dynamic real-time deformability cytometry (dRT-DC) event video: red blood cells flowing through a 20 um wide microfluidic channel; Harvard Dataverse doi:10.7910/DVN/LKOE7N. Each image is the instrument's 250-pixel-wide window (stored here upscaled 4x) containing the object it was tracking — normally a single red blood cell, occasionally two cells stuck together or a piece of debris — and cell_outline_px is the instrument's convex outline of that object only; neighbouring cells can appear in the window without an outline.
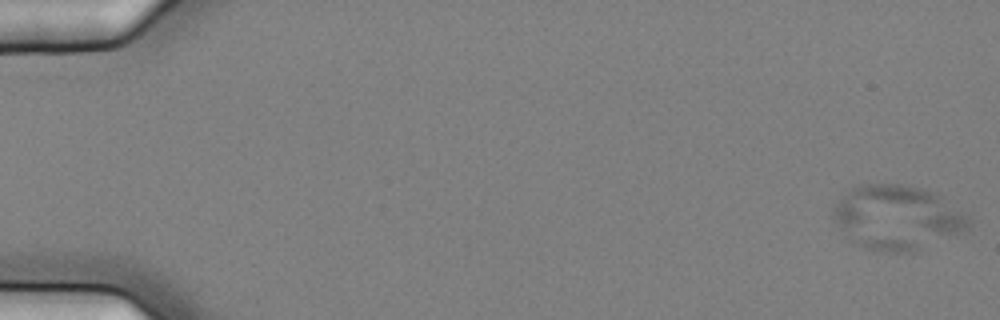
{"species": "common noctule bat (a hibernating species)", "species_latin": "Nyctalus noctula", "temperature_condition": "cold", "stored_images_in_passage": 6, "camera_frame_rate_fps": 3000, "um_per_image_px": 0.085, "animal": {"sex": "female", "body_mass_g": 25.1}, "frame": {"image": 1, "passage_image": 1, "time_ms": 0.0, "image_size_px": [1000, 320], "cell_outline_px": [[968, 228], [960, 232], [920, 248], [908, 252], [892, 252], [868, 248], [848, 240], [844, 236], [832, 220], [832, 208], [852, 188], [860, 184], [900, 184], [924, 188], [936, 192], [960, 212], [968, 220]], "centroid_in_image_um": [76.16, 18.46], "position_along_channel_um": 8.8, "area_um2": 49.94}}
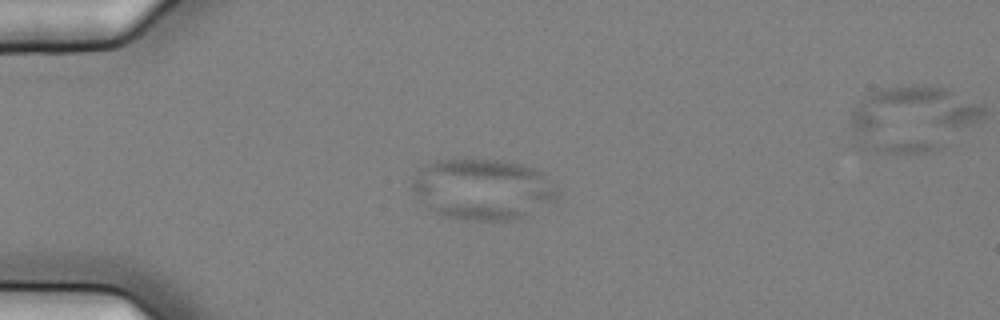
{"frame": {"image": 2, "passage_image": 5, "time_ms": 1.333, "image_size_px": [1000, 320], "cell_outline_px": [[556, 200], [524, 216], [512, 220], [468, 220], [444, 216], [436, 212], [412, 188], [412, 184], [420, 168], [424, 164], [436, 160], [504, 160], [524, 164], [540, 172], [556, 188]], "centroid_in_image_um": [41.06, 16.07], "position_along_channel_um": 43.9, "area_um2": 50.52}}
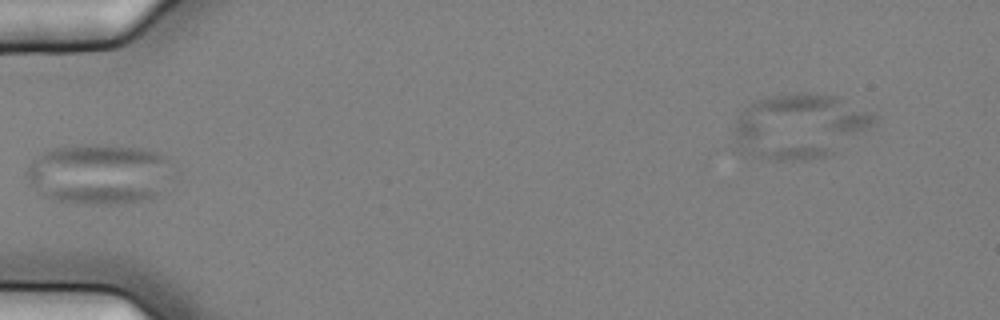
{"frame": {"image": 3, "passage_image": 6, "time_ms": 1.667, "image_size_px": [1000, 320], "cell_outline_px": [[180, 172], [152, 200], [116, 204], [80, 204], [52, 200], [44, 196], [28, 184], [24, 172], [28, 164], [44, 148], [72, 144], [100, 144], [144, 148], [156, 152], [172, 160]], "centroid_in_image_um": [8.48, 14.77], "position_along_channel_um": 76.5, "area_um2": 54.04}}